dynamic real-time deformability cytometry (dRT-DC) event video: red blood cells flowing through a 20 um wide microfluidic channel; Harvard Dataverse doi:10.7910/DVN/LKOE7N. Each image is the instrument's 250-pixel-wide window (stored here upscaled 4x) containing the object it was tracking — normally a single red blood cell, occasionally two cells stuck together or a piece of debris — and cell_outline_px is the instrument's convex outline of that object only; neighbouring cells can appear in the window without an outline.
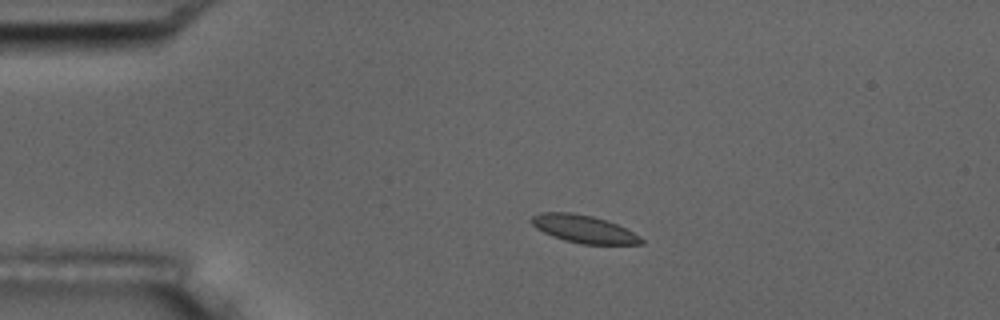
{"species": "common noctule bat (a hibernating species)", "species_latin": "Nyctalus noctula", "temperature_condition": "room temperature", "stored_images_in_passage": 4, "camera_frame_rate_fps": 3000, "um_per_image_px": 0.085, "animal": {"sex": "male", "body_mass_g": 17.5, "forearm_length_mm": 52.3}, "frame": {"image": 1, "passage_image": 3, "time_ms": 2.333, "image_size_px": [1000, 320], "cell_outline_px": [[644, 244], [584, 244], [564, 240], [552, 236], [536, 228], [528, 220], [532, 216], [540, 212], [572, 212], [592, 216], [616, 224], [640, 236], [644, 240]], "centroid_in_image_um": [49.58, 19.46], "position_along_channel_um": 35.4, "area_um2": 17.63}}